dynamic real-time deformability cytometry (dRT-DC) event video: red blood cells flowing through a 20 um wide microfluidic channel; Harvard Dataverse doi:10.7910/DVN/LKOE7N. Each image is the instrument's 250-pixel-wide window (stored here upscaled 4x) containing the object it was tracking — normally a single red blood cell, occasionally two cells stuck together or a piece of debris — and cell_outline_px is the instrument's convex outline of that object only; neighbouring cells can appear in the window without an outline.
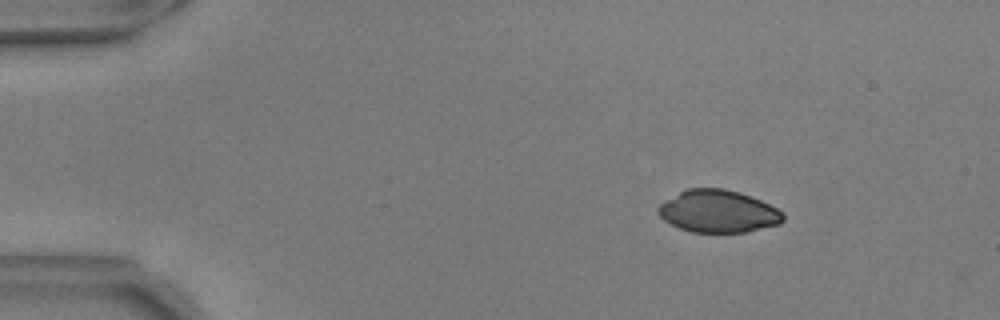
{"species": "common noctule bat (a hibernating species)", "species_latin": "Nyctalus noctula", "temperature_condition": "warm", "stored_images_in_passage": 2, "camera_frame_rate_fps": 3000, "um_per_image_px": 0.085, "animal": {"sex": "male", "body_mass_g": 17.9, "forearm_length_mm": 54.2}, "frame": {"image": 1, "passage_image": 1, "time_ms": 0.0, "image_size_px": [1000, 320], "cell_outline_px": [[784, 220], [780, 224], [744, 232], [692, 232], [680, 228], [664, 220], [656, 212], [656, 208], [664, 200], [688, 188], [724, 188], [740, 192], [752, 196], [776, 208], [784, 216]], "centroid_in_image_um": [61.02, 17.95], "position_along_channel_um": 24.0, "area_um2": 30.81}}